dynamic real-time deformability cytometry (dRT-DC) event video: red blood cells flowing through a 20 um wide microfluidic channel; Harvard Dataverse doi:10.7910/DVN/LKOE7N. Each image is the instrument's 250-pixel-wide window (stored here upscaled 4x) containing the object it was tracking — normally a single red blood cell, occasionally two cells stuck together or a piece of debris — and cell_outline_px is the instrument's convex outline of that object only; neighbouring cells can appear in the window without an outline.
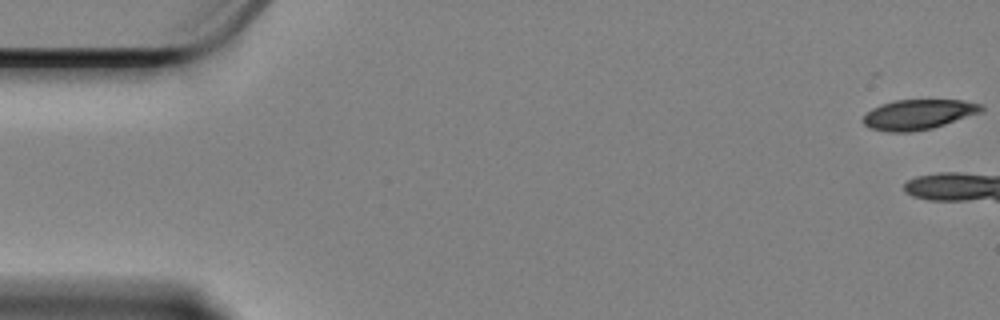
{"species": "Egyptian fruit bat (a non-hibernating species)", "species_latin": "Rousettus aegyptiacus", "temperature_condition": "cold", "stored_images_in_passage": 10, "camera_frame_rate_fps": 3000, "um_per_image_px": 0.085, "animal": {"sex": "female"}, "frame": {"image": 1, "passage_image": 1, "time_ms": 0.0, "image_size_px": [1000, 320], "cell_outline_px": [[984, 108], [980, 112], [932, 128], [908, 132], [892, 132], [872, 128], [864, 124], [860, 120], [872, 108], [896, 100], [960, 100], [980, 104]], "centroid_in_image_um": [78.03, 9.73], "position_along_channel_um": 7.0, "area_um2": 20.23}}